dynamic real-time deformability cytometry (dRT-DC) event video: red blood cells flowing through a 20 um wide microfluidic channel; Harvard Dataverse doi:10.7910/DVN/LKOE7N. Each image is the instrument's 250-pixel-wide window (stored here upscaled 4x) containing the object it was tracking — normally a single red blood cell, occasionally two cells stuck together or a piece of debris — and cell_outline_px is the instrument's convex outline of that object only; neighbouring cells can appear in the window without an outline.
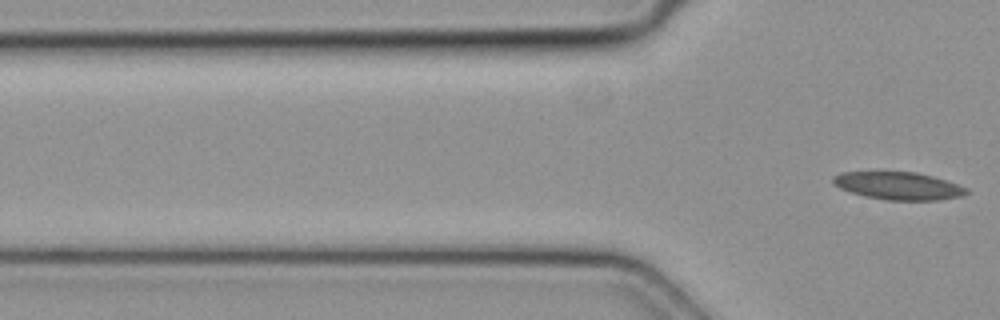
{"species": "common noctule bat (a hibernating species)", "species_latin": "Nyctalus noctula", "temperature_condition": "cold", "stored_images_in_passage": 4, "camera_frame_rate_fps": 3000, "um_per_image_px": 0.085, "animal": {"sex": "female", "body_mass_g": 19.3, "forearm_length_mm": 54.1}, "frame": {"image": 1, "passage_image": 4, "time_ms": 1.0, "image_size_px": [1000, 320], "cell_outline_px": [[972, 192], [964, 196], [940, 200], [888, 200], [864, 196], [840, 188], [832, 184], [832, 176], [840, 172], [916, 172], [932, 176], [968, 188]], "centroid_in_image_um": [76.38, 15.8], "position_along_channel_um": 49.4, "area_um2": 21.62}}